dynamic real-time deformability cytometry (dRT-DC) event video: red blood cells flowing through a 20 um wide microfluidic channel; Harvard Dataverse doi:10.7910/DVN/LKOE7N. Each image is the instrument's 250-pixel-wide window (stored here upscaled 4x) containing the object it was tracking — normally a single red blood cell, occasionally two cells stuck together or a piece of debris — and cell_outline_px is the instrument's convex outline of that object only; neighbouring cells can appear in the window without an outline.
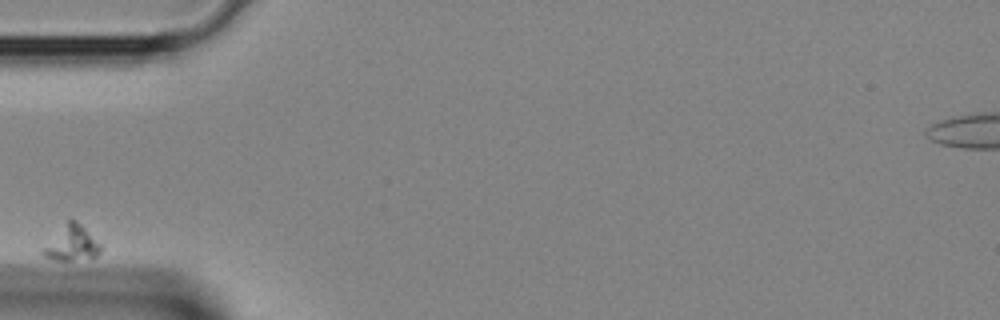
{"species": "Egyptian fruit bat (a non-hibernating species)", "species_latin": "Rousettus aegyptiacus", "temperature_condition": "room temperature", "stored_images_in_passage": 27, "camera_frame_rate_fps": 3000, "um_per_image_px": 0.085, "animal": {"sex": "female"}, "frame": {"image": 1, "passage_image": 1, "time_ms": 0.0, "image_size_px": [1000, 320], "cell_outline_px": [[100, 252], [96, 256], [72, 260], [52, 260], [44, 256], [40, 252], [68, 220], [72, 216], [100, 244]], "centroid_in_image_um": [6.08, 20.69], "position_along_channel_um": 78.9, "area_um2": 11.33}}
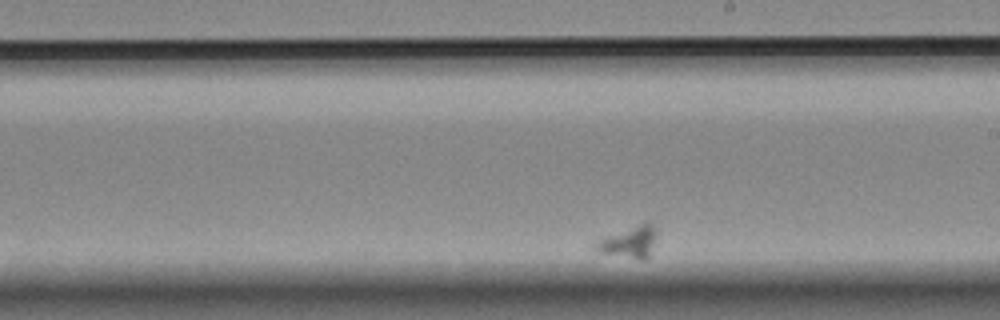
{"frame": {"image": 2, "passage_image": 16, "time_ms": 5.0, "image_size_px": [1000, 320], "cell_outline_px": [[656, 236], [648, 256], [644, 260], [596, 252], [592, 244], [608, 236], [648, 220], [656, 228]], "centroid_in_image_um": [53.49, 20.56], "position_along_channel_um": 235.5, "area_um2": 11.04}}
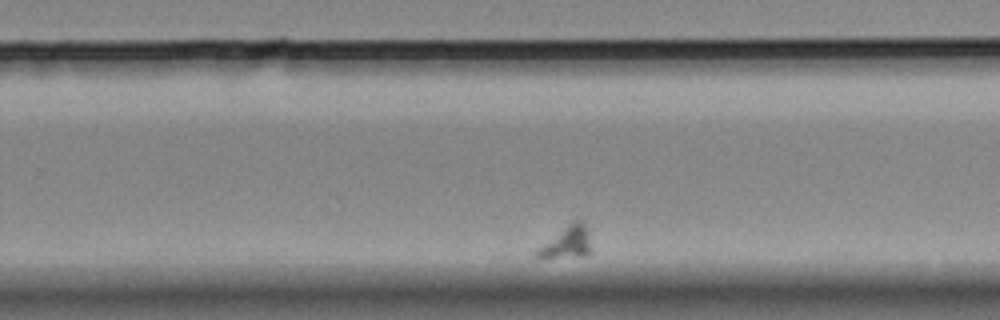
{"frame": {"image": 3, "passage_image": 20, "time_ms": 6.333, "image_size_px": [1000, 320], "cell_outline_px": [[592, 252], [584, 256], [544, 260], [536, 256], [536, 252], [544, 244], [572, 220], [584, 220], [588, 232], [592, 248]], "centroid_in_image_um": [48.24, 20.63], "position_along_channel_um": 281.6, "area_um2": 10.35}}